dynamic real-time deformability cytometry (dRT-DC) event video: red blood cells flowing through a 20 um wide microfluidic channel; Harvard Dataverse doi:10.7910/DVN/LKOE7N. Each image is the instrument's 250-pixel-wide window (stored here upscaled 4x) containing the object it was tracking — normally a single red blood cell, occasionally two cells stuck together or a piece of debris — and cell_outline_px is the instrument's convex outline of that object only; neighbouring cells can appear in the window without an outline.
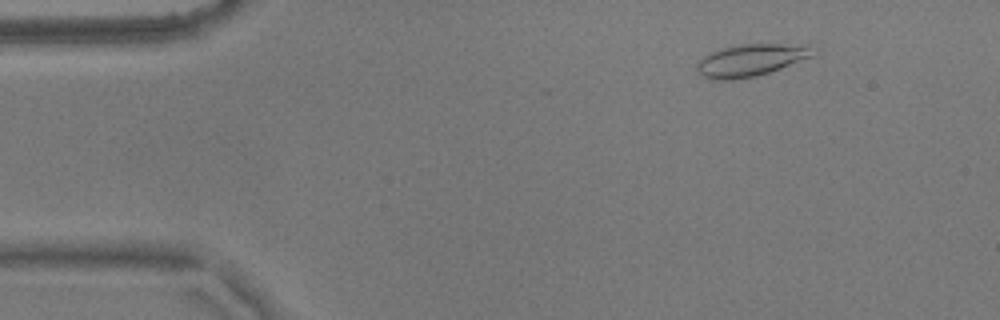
{"species": "common noctule bat (a hibernating species)", "species_latin": "Nyctalus noctula", "temperature_condition": "warm", "stored_images_in_passage": 54, "camera_frame_rate_fps": 3000, "um_per_image_px": 0.085, "animal": {"sex": "male", "body_mass_g": 17.9}, "frame": {"image": 1, "passage_image": 7, "time_ms": 2.0, "image_size_px": [1000, 320], "cell_outline_px": [[820, 48], [812, 56], [780, 68], [756, 76], [732, 80], [716, 80], [704, 76], [696, 68], [696, 64], [708, 52], [720, 48], [740, 44], [816, 44]], "centroid_in_image_um": [63.89, 5.08], "position_along_channel_um": 21.1, "area_um2": 22.02}}
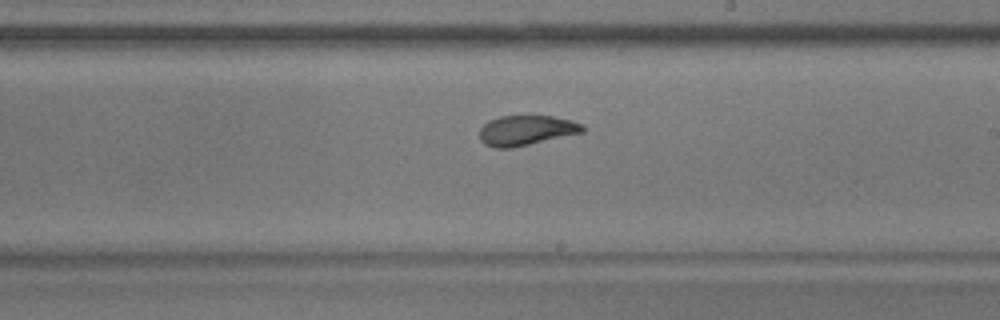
{"frame": {"image": 2, "passage_image": 32, "time_ms": 10.333, "image_size_px": [1000, 320], "cell_outline_px": [[584, 132], [512, 148], [496, 148], [484, 144], [480, 140], [480, 128], [488, 120], [500, 116], [552, 116], [572, 120], [580, 124], [584, 128]], "centroid_in_image_um": [44.7, 11.08], "position_along_channel_um": 244.3, "area_um2": 17.98}}
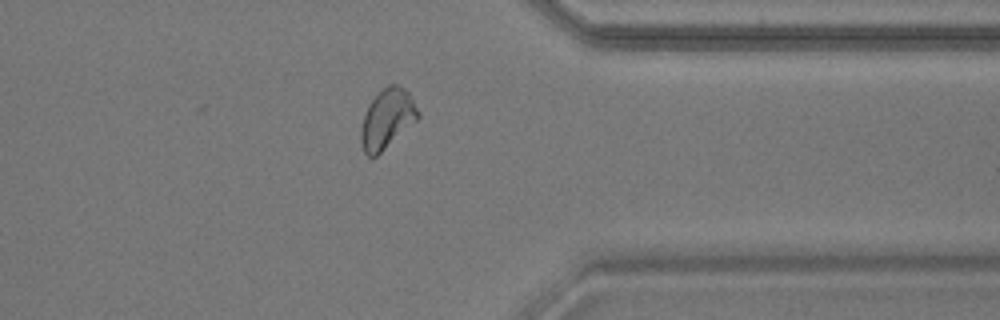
{"frame": {"image": 3, "passage_image": 44, "time_ms": 14.333, "image_size_px": [1000, 320], "cell_outline_px": [[420, 116], [416, 120], [376, 156], [368, 156], [364, 152], [360, 140], [360, 128], [368, 104], [388, 84], [396, 84], [404, 88], [408, 92], [420, 112]], "centroid_in_image_um": [32.89, 10.09], "position_along_channel_um": 378.5, "area_um2": 19.42}, "authors_computed_cell_mechanics": {"area_um2": 19.5075, "velocity_mm_per_s": 3.5795, "shape_relaxation_time_tau1_ms": 8.7218, "shape_relaxation_time_tau2_ms": 1.3478, "deformation_change_tau1": 0.2169, "deformation_change_tau2": 0.0684}}